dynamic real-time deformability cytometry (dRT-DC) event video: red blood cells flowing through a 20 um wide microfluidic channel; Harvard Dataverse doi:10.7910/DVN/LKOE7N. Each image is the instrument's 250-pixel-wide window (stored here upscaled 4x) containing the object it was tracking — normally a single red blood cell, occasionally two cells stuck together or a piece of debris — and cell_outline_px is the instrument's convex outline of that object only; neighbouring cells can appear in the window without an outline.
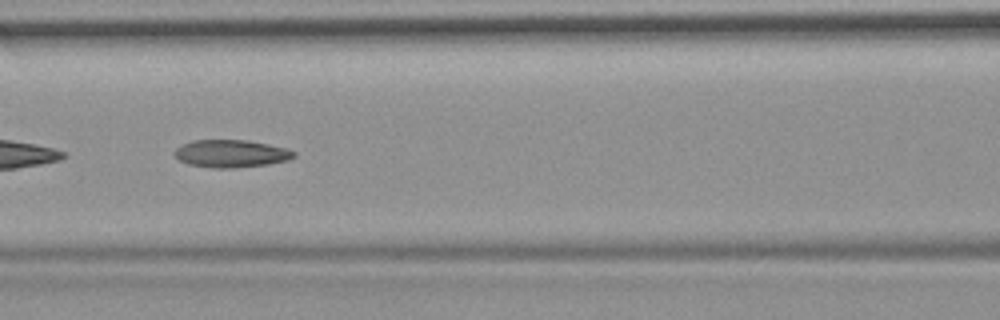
{"species": "common noctule bat (a hibernating species)", "species_latin": "Nyctalus noctula", "temperature_condition": "room temperature", "stored_images_in_passage": 12, "camera_frame_rate_fps": 3000, "um_per_image_px": 0.085, "animal": {"sex": "female", "body_mass_g": 19.9}, "frame": {"image": 1, "passage_image": 7, "time_ms": 2.0, "image_size_px": [1000, 320], "cell_outline_px": [[296, 156], [288, 160], [268, 164], [236, 168], [212, 168], [188, 164], [180, 160], [172, 152], [176, 148], [192, 140], [248, 140], [288, 148], [296, 152]], "centroid_in_image_um": [19.66, 13.06], "position_along_channel_um": 146.9, "area_um2": 19.31}}